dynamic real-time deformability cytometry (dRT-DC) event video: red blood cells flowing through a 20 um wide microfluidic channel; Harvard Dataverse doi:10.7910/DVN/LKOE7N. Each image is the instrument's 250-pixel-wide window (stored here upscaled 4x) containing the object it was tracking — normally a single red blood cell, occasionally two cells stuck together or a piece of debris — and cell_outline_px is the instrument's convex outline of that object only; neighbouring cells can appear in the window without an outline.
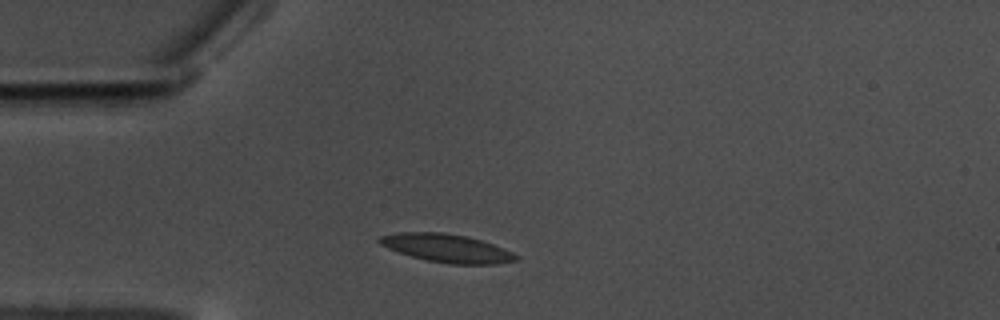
{"species": "common noctule bat (a hibernating species)", "species_latin": "Nyctalus noctula", "temperature_condition": "warm", "stored_images_in_passage": 34, "camera_frame_rate_fps": 3000, "um_per_image_px": 0.085, "animal": {"sex": "male", "body_mass_g": 17.5, "forearm_length_mm": 52.3}, "frame": {"image": 1, "passage_image": 1, "time_ms": 0.0, "image_size_px": [1000, 320], "cell_outline_px": [[520, 260], [496, 264], [448, 264], [428, 260], [412, 256], [388, 248], [380, 244], [376, 240], [380, 236], [396, 232], [440, 232], [464, 236], [480, 240], [504, 248], [520, 256]], "centroid_in_image_um": [38.0, 21.1], "position_along_channel_um": 47.0, "area_um2": 22.37}}
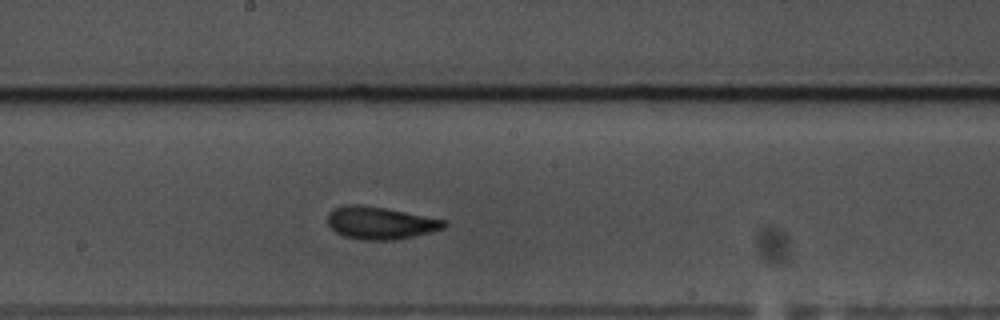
{"frame": {"image": 2, "passage_image": 17, "time_ms": 5.333, "image_size_px": [1000, 320], "cell_outline_px": [[448, 224], [444, 228], [432, 232], [392, 240], [364, 240], [344, 236], [336, 232], [328, 224], [328, 212], [332, 208], [344, 204], [360, 204], [384, 208], [448, 220]], "centroid_in_image_um": [32.32, 18.94], "position_along_channel_um": 215.9, "area_um2": 22.14}}
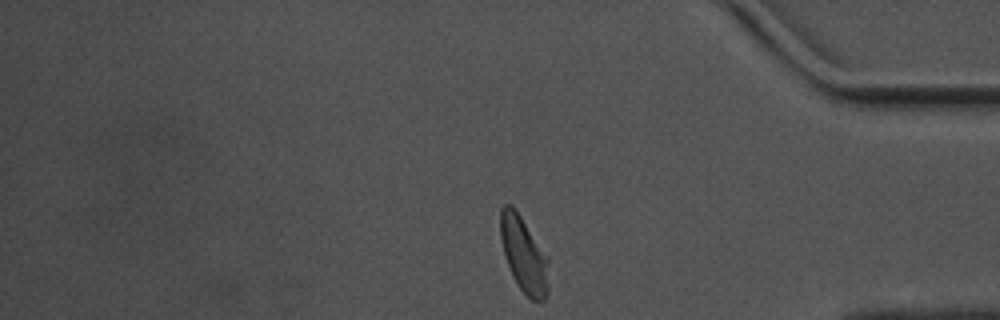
{"frame": {"image": 3, "passage_image": 34, "time_ms": 11.0, "image_size_px": [1000, 320], "cell_outline_px": [[548, 292], [544, 300], [540, 304], [532, 300], [516, 284], [512, 276], [504, 252], [500, 236], [500, 208], [504, 204], [512, 204], [548, 256]], "centroid_in_image_um": [44.53, 21.65], "position_along_channel_um": 390.7, "area_um2": 21.33}, "authors_computed_cell_mechanics": {"area_um2": 21.5883, "velocity_mm_per_s": 3.4763, "shape_relaxation_time_tau1_ms": 5.0143, "shape_relaxation_time_tau2_ms": 1.8798, "deformation_change_tau1": 0.1301, "deformation_change_tau2": 0.0774}}